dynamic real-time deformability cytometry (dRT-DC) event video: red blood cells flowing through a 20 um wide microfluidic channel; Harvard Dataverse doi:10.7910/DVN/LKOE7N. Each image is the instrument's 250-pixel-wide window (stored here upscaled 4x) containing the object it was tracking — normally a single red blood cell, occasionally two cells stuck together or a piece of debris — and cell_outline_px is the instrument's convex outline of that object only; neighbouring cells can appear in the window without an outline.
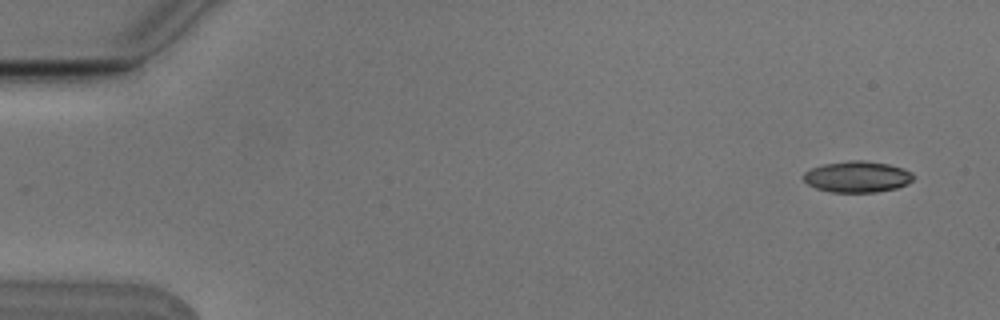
{"species": "Egyptian fruit bat (a non-hibernating species)", "species_latin": "Rousettus aegyptiacus", "temperature_condition": "cold", "stored_images_in_passage": 5, "camera_frame_rate_fps": 3000, "um_per_image_px": 0.085, "animal": {"sex": "male"}, "frame": {"image": 1, "passage_image": 1, "time_ms": 0.0, "image_size_px": [1000, 320], "cell_outline_px": [[912, 180], [896, 188], [876, 192], [832, 192], [816, 188], [808, 184], [804, 180], [804, 172], [812, 168], [824, 164], [848, 160], [864, 160], [888, 164], [904, 168], [912, 172]], "centroid_in_image_um": [72.85, 15.01], "position_along_channel_um": 12.1, "area_um2": 19.83}}